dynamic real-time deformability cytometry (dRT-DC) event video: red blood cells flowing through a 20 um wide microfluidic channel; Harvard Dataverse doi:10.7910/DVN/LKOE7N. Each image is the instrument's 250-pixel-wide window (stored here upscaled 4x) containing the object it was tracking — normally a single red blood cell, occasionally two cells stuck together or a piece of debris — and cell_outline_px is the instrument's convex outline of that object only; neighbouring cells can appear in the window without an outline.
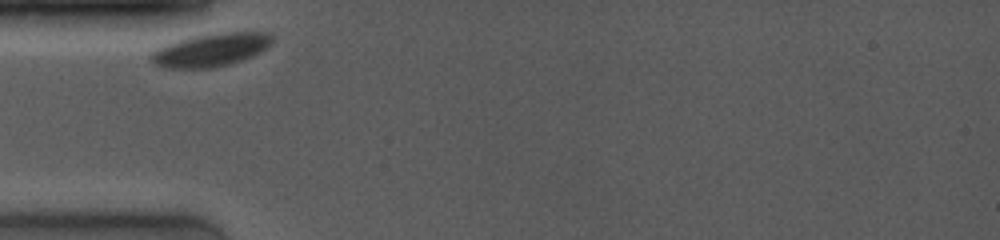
{"species": "common noctule bat (a hibernating species)", "species_latin": "Nyctalus noctula", "temperature_condition": "room temperature", "stored_images_in_passage": 21, "camera_frame_rate_fps": 4000, "um_per_image_px": 0.085, "animal": {"sex": "female", "body_mass_g": 19.0, "forearm_length_mm": 53.3}, "frame": {"image": 1, "passage_image": 1, "time_ms": 0.0, "image_size_px": [1000, 240], "cell_outline_px": [[272, 44], [260, 52], [244, 60], [212, 68], [160, 68], [148, 56], [152, 52], [168, 44], [180, 40], [196, 36], [220, 32], [272, 32]], "centroid_in_image_um": [17.97, 4.24], "position_along_channel_um": 67.0, "area_um2": 23.29}}
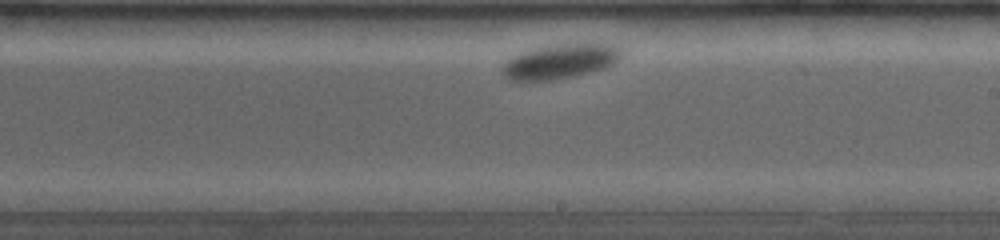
{"frame": {"image": 2, "passage_image": 13, "time_ms": 5.25, "image_size_px": [1000, 240], "cell_outline_px": [[624, 52], [620, 60], [616, 64], [604, 68], [576, 76], [552, 80], [520, 84], [508, 80], [504, 76], [500, 68], [512, 56], [520, 52], [536, 48], [560, 44], [612, 44], [624, 48]], "centroid_in_image_um": [47.6, 5.26], "position_along_channel_um": 241.4, "area_um2": 24.85}}
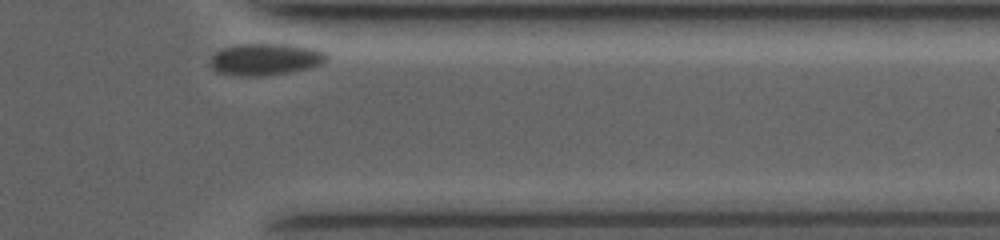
{"frame": {"image": 3, "passage_image": 21, "time_ms": 9.5, "image_size_px": [1000, 240], "cell_outline_px": [[328, 60], [320, 64], [308, 68], [288, 72], [260, 76], [248, 76], [216, 72], [212, 68], [212, 56], [216, 52], [224, 48], [240, 44], [296, 44], [320, 48], [328, 52]], "centroid_in_image_um": [22.67, 5.01], "position_along_channel_um": 388.7, "area_um2": 21.68}, "authors_computed_cell_mechanics": {"area_um2": 24.6806, "velocity_mm_per_s": 3.3581, "shape_relaxation_time_tau1_ms": 0.4119, "shape_relaxation_time_tau2_ms": null, "deformation_change_tau1": 0.0291, "deformation_change_tau2": null}}